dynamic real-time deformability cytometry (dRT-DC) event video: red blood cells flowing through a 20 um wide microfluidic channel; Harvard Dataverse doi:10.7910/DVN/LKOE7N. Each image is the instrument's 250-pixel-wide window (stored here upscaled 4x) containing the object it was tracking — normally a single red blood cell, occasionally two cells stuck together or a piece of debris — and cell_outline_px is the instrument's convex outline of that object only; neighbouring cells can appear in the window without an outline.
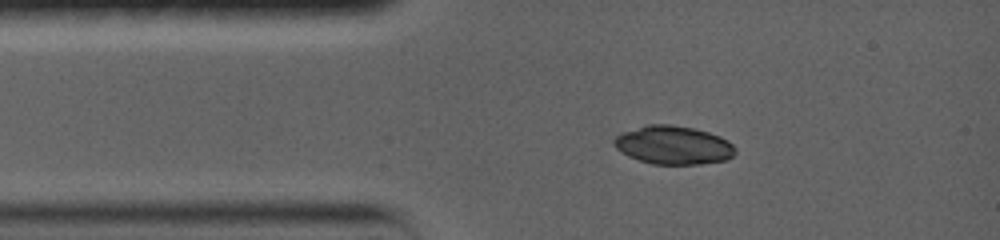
{"species": "common noctule bat (a hibernating species)", "species_latin": "Nyctalus noctula", "temperature_condition": "warm", "stored_images_in_passage": 31, "camera_frame_rate_fps": 5000, "um_per_image_px": 0.085, "animal": {"sex": "female", "body_mass_g": 19.0, "forearm_length_mm": 56.7}, "frame": {"image": 1, "passage_image": 4, "time_ms": 1.6, "image_size_px": [1000, 240], "cell_outline_px": [[736, 152], [728, 160], [700, 164], [652, 164], [628, 156], [620, 152], [612, 144], [612, 140], [616, 136], [624, 132], [644, 124], [672, 124], [692, 128], [708, 132], [720, 136], [728, 140], [736, 148]], "centroid_in_image_um": [57.23, 12.33], "position_along_channel_um": 27.8, "area_um2": 27.4}}
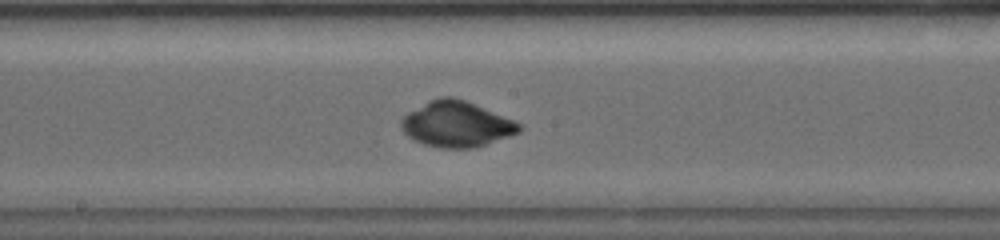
{"frame": {"image": 2, "passage_image": 15, "time_ms": 7.0, "image_size_px": [1000, 240], "cell_outline_px": [[524, 128], [520, 132], [472, 148], [440, 148], [424, 144], [412, 140], [400, 128], [400, 120], [408, 112], [440, 96], [452, 96], [464, 100], [512, 120], [520, 124]], "centroid_in_image_um": [38.75, 10.56], "position_along_channel_um": 209.4, "area_um2": 30.92}}
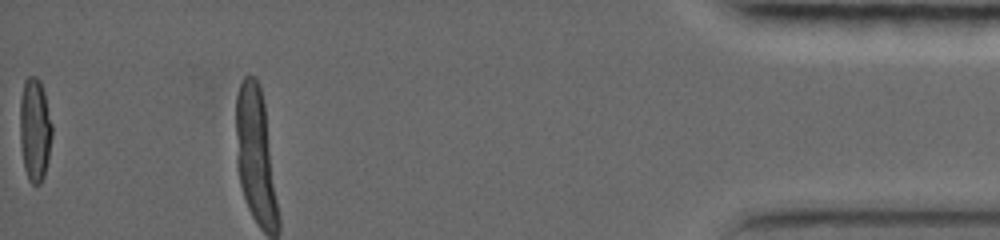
{"frame": {"image": 3, "passage_image": 31, "time_ms": 14.2, "image_size_px": [1000, 240], "cell_outline_px": [[52, 136], [48, 160], [44, 176], [40, 184], [36, 188], [28, 180], [24, 168], [20, 144], [20, 100], [24, 80], [28, 76], [36, 76], [40, 80], [44, 92], [52, 124]], "centroid_in_image_um": [2.95, 11.05], "position_along_channel_um": 432.2, "area_um2": 19.65}, "authors_computed_cell_mechanics": {"area_um2": 29.189, "velocity_mm_per_s": 3.7259, "shape_relaxation_time_tau1_ms": 9.2105, "shape_relaxation_time_tau2_ms": 7.3823, "deformation_change_tau1": 0.459, "deformation_change_tau2": 0.0583}}